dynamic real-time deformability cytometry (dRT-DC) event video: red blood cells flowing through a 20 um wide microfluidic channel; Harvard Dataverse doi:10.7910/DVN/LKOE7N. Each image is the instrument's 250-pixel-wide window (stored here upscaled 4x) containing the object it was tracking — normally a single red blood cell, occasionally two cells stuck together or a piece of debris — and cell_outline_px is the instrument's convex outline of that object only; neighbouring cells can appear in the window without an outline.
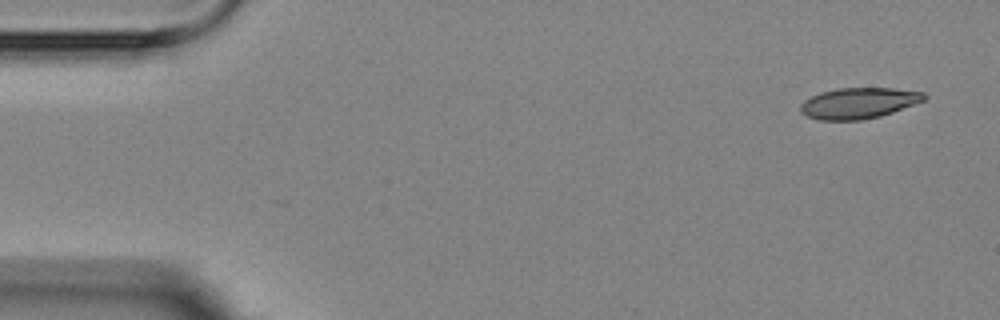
{"species": "Egyptian fruit bat (a non-hibernating species)", "species_latin": "Rousettus aegyptiacus", "temperature_condition": "room temperature", "stored_images_in_passage": 11, "camera_frame_rate_fps": 3000, "um_per_image_px": 0.085, "animal": {"sex": "female"}, "frame": {"image": 1, "passage_image": 1, "time_ms": 0.0, "image_size_px": [1000, 320], "cell_outline_px": [[928, 96], [924, 100], [892, 112], [880, 116], [860, 120], [820, 120], [808, 116], [800, 112], [800, 104], [804, 100], [820, 92], [836, 88], [892, 88], [924, 92]], "centroid_in_image_um": [72.97, 8.76], "position_along_channel_um": 12.0, "area_um2": 22.2}}
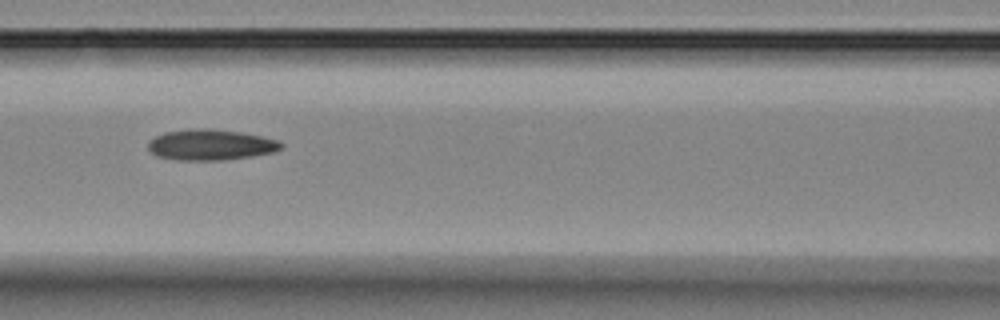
{"frame": {"image": 2, "passage_image": 7, "time_ms": 7.0, "image_size_px": [1000, 320], "cell_outline_px": [[284, 148], [272, 152], [252, 156], [224, 160], [176, 160], [156, 156], [148, 148], [148, 140], [164, 132], [188, 128], [208, 128], [240, 132], [264, 136], [280, 140], [284, 144]], "centroid_in_image_um": [17.92, 12.3], "position_along_channel_um": 148.7, "area_um2": 24.22}}
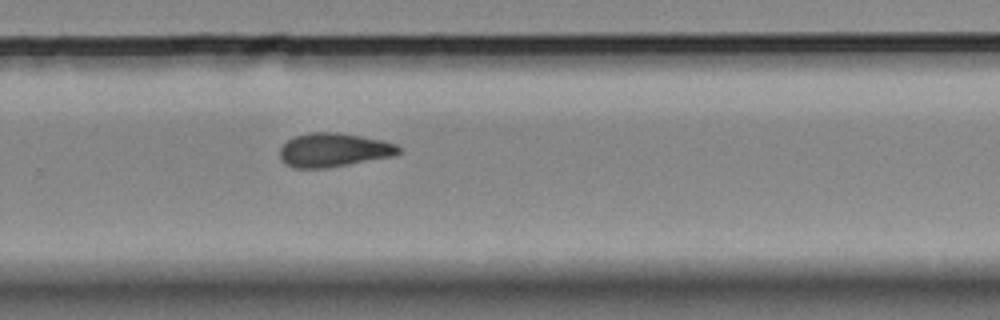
{"frame": {"image": 3, "passage_image": 11, "time_ms": 11.333, "image_size_px": [1000, 320], "cell_outline_px": [[400, 152], [396, 156], [328, 168], [292, 168], [284, 164], [280, 160], [280, 148], [288, 140], [296, 136], [308, 132], [336, 132], [360, 136], [380, 140], [396, 144], [400, 148]], "centroid_in_image_um": [28.35, 12.76], "position_along_channel_um": 301.5, "area_um2": 23.58}}